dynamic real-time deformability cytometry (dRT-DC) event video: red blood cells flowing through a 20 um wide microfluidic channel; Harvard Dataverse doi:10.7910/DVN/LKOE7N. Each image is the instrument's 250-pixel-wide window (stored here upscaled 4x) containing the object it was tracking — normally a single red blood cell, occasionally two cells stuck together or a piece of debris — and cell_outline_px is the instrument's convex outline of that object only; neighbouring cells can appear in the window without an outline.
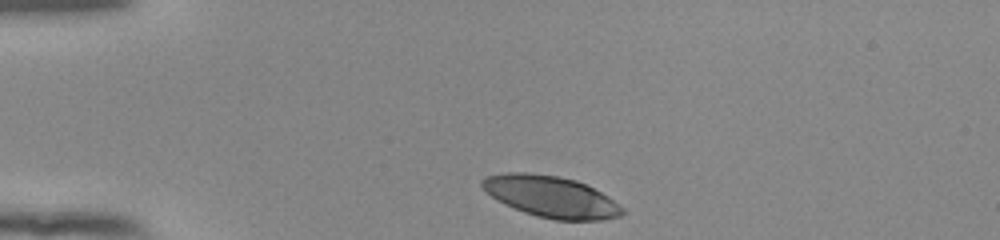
{"species": "human", "species_latin": "Homo sapiens", "temperature_condition": "room temperature", "stored_images_in_passage": 34, "camera_frame_rate_fps": 3000, "um_per_image_px": 0.085, "donor": {"sex": "female"}, "frame": {"image": 1, "passage_image": 1, "time_ms": 0.0, "image_size_px": [1000, 240], "cell_outline_px": [[624, 212], [620, 216], [604, 220], [556, 220], [536, 216], [524, 212], [504, 204], [496, 200], [480, 184], [480, 180], [488, 176], [504, 172], [528, 172], [556, 176], [576, 180], [608, 196], [624, 208]], "centroid_in_image_um": [46.83, 16.72], "position_along_channel_um": 38.2, "area_um2": 33.7}}
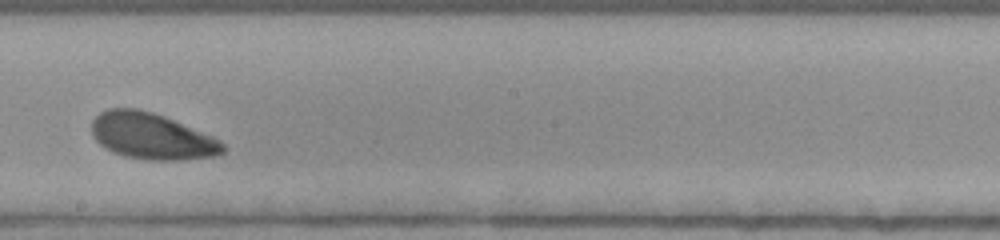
{"frame": {"image": 2, "passage_image": 20, "time_ms": 6.333, "image_size_px": [1000, 240], "cell_outline_px": [[224, 152], [216, 156], [184, 160], [148, 160], [124, 156], [112, 152], [104, 148], [92, 136], [92, 120], [100, 112], [108, 108], [136, 108], [152, 112], [164, 116], [212, 136], [220, 140], [224, 144]], "centroid_in_image_um": [12.88, 11.58], "position_along_channel_um": 235.3, "area_um2": 35.49}}
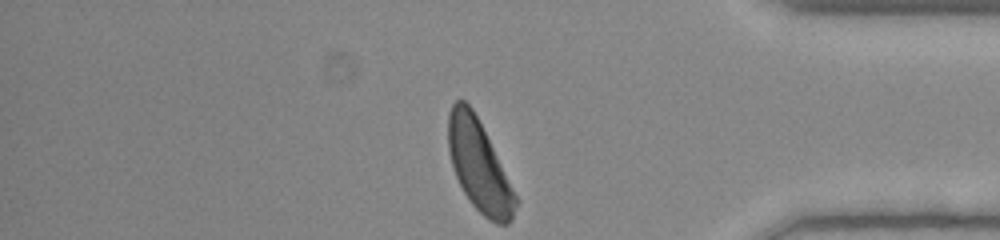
{"frame": {"image": 3, "passage_image": 34, "time_ms": 11.0, "image_size_px": [1000, 240], "cell_outline_px": [[516, 204], [512, 220], [508, 224], [496, 224], [488, 220], [472, 204], [464, 192], [456, 176], [448, 152], [448, 112], [452, 104], [456, 100], [464, 100], [472, 108], [516, 196]], "centroid_in_image_um": [40.68, 14.11], "position_along_channel_um": 394.5, "area_um2": 34.68}, "authors_computed_cell_mechanics": {"area_um2": 35.1713, "velocity_mm_per_s": 3.8574, "shape_relaxation_time_tau1_ms": 1.5779, "shape_relaxation_time_tau2_ms": 8.8236, "deformation_change_tau1": 0.0878, "deformation_change_tau2": 0.185}}